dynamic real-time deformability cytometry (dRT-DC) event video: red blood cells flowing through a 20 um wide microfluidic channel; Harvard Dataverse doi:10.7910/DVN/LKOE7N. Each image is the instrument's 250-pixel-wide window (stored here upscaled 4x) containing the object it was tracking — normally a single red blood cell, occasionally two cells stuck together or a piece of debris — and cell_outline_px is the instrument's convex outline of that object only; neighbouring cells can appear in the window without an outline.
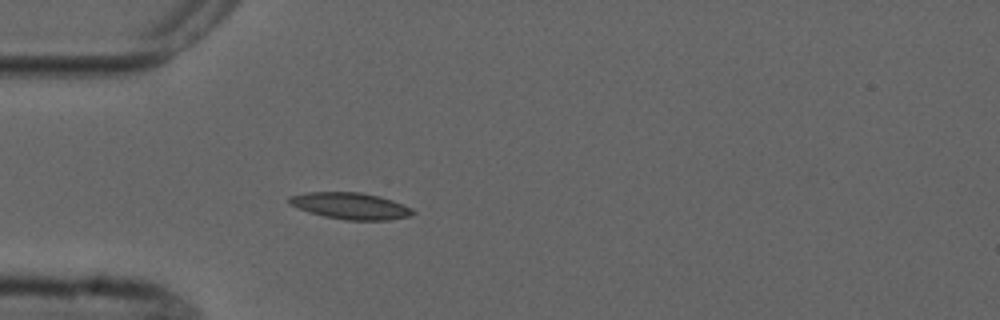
{"species": "common noctule bat (a hibernating species)", "species_latin": "Nyctalus noctula", "temperature_condition": "cold", "stored_images_in_passage": 1, "camera_frame_rate_fps": 3000, "um_per_image_px": 0.085, "animal": {"sex": "male", "forearm_length_mm": 52.5}, "frame": {"image": 1, "passage_image": 1, "time_ms": 0.0, "image_size_px": [1000, 320], "cell_outline_px": [[416, 212], [412, 216], [388, 220], [344, 220], [324, 216], [308, 212], [288, 204], [288, 196], [304, 192], [360, 192], [380, 196], [392, 200], [412, 208]], "centroid_in_image_um": [29.77, 17.5], "position_along_channel_um": 55.2, "area_um2": 19.36}}